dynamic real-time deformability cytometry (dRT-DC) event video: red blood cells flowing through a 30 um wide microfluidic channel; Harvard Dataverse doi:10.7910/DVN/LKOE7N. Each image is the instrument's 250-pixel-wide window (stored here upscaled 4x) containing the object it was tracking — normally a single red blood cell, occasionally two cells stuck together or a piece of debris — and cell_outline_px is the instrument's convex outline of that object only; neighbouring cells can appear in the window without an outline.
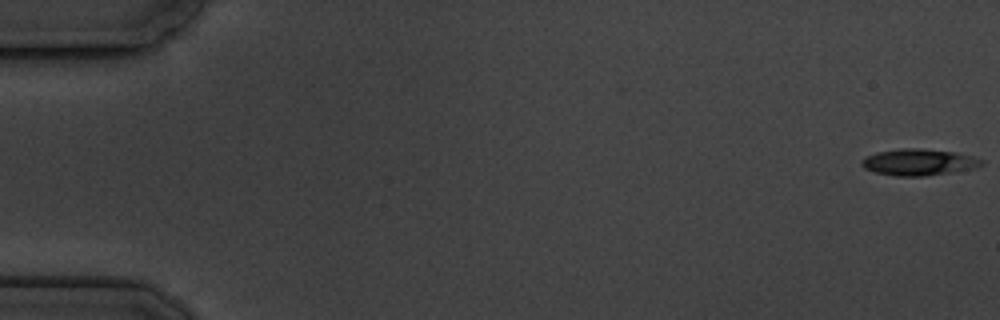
{"species": "common noctule bat (a hibernating species)", "species_latin": "Nyctalus noctula", "temperature_condition": "cold", "stored_images_in_passage": 6, "camera_frame_rate_fps": 3000, "um_per_image_px": 0.085, "animal": {"sex": "male", "body_mass_g": 19.5, "forearm_length_mm": 54.6}, "frame": {"image": 1, "passage_image": 1, "time_ms": 0.0, "image_size_px": [1000, 320], "cell_outline_px": [[984, 164], [976, 168], [924, 176], [896, 176], [876, 172], [864, 168], [860, 164], [860, 160], [876, 152], [904, 148], [920, 148], [956, 152], [972, 156], [984, 160]], "centroid_in_image_um": [78.11, 13.78], "position_along_channel_um": 6.9, "area_um2": 18.5}}
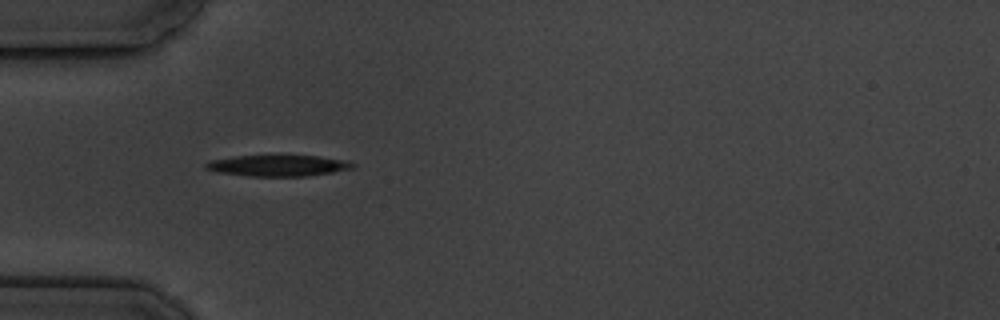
{"frame": {"image": 2, "passage_image": 5, "time_ms": 5.667, "image_size_px": [1000, 320], "cell_outline_px": [[356, 164], [352, 168], [332, 172], [308, 176], [248, 176], [216, 172], [204, 168], [204, 164], [208, 160], [232, 156], [316, 156], [344, 160]], "centroid_in_image_um": [23.55, 14.08], "position_along_channel_um": 61.5, "area_um2": 18.03}}